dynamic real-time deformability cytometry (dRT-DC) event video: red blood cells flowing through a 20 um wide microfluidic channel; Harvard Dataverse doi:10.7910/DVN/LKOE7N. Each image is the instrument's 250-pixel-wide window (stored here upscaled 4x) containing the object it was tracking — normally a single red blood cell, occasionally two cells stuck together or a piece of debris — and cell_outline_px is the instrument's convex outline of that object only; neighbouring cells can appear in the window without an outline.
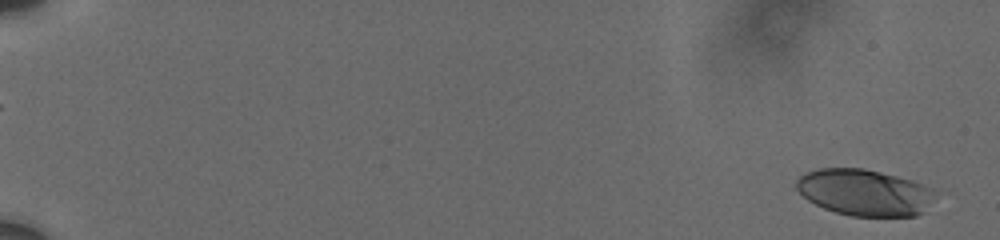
{"species": "human", "species_latin": "Homo sapiens", "temperature_condition": "cold", "stored_images_in_passage": 7, "camera_frame_rate_fps": 3000, "um_per_image_px": 0.085, "donor": {"sex": "male"}, "frame": {"image": 1, "passage_image": 1, "time_ms": 0.0, "image_size_px": [1000, 240], "cell_outline_px": [[936, 188], [924, 212], [916, 216], [852, 216], [836, 212], [824, 208], [808, 200], [796, 188], [796, 180], [804, 172], [820, 168], [864, 168], [912, 180]], "centroid_in_image_um": [73.47, 16.35], "position_along_channel_um": 11.5, "area_um2": 37.45}}
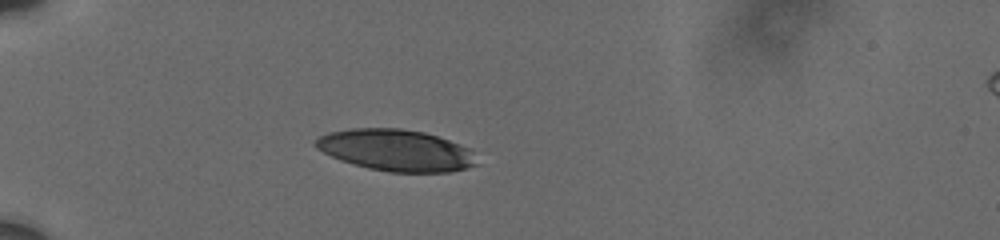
{"frame": {"image": 2, "passage_image": 7, "time_ms": 5.667, "image_size_px": [1000, 240], "cell_outline_px": [[480, 164], [448, 172], [388, 172], [368, 168], [340, 160], [316, 148], [316, 140], [320, 136], [328, 132], [352, 128], [400, 128], [424, 132], [460, 144], [468, 148], [472, 152]], "centroid_in_image_um": [33.67, 12.77], "position_along_channel_um": 51.3, "area_um2": 38.84}}